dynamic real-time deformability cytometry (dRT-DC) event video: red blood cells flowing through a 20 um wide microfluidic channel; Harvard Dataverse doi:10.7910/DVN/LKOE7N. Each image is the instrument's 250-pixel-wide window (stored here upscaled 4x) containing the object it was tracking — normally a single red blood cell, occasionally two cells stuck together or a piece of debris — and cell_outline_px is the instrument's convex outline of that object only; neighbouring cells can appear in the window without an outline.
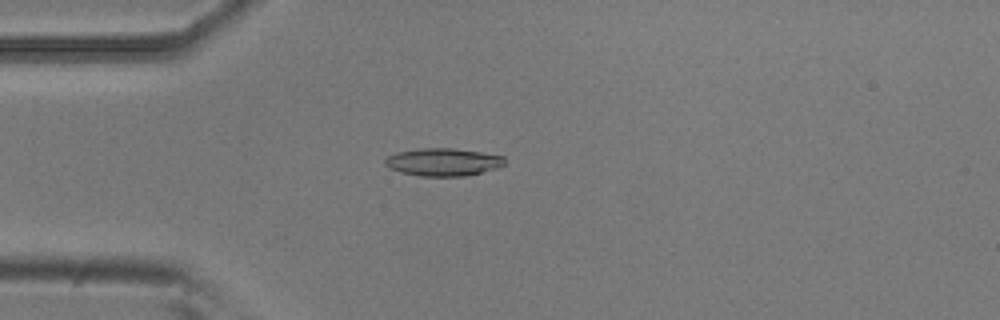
{"species": "common noctule bat (a hibernating species)", "species_latin": "Nyctalus noctula", "temperature_condition": "room temperature", "stored_images_in_passage": 45, "camera_frame_rate_fps": 3000, "um_per_image_px": 0.085, "animal": {"sex": "male", "body_mass_g": 20.5, "forearm_length_mm": 52.5}, "frame": {"image": 1, "passage_image": 9, "time_ms": 2.667, "image_size_px": [1000, 320], "cell_outline_px": [[504, 164], [496, 168], [464, 176], [420, 176], [400, 172], [388, 168], [384, 164], [384, 160], [388, 156], [396, 152], [416, 148], [452, 148], [480, 152], [504, 156]], "centroid_in_image_um": [37.6, 13.77], "position_along_channel_um": 47.4, "area_um2": 19.31}}
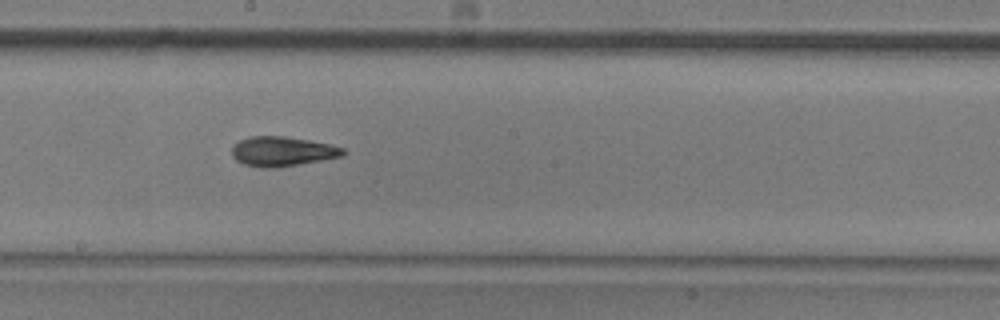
{"frame": {"image": 2, "passage_image": 24, "time_ms": 7.667, "image_size_px": [1000, 320], "cell_outline_px": [[344, 156], [280, 168], [260, 168], [244, 164], [236, 160], [232, 156], [232, 148], [240, 140], [248, 136], [284, 136], [308, 140], [328, 144], [344, 148]], "centroid_in_image_um": [23.98, 12.88], "position_along_channel_um": 224.2, "area_um2": 19.31}}
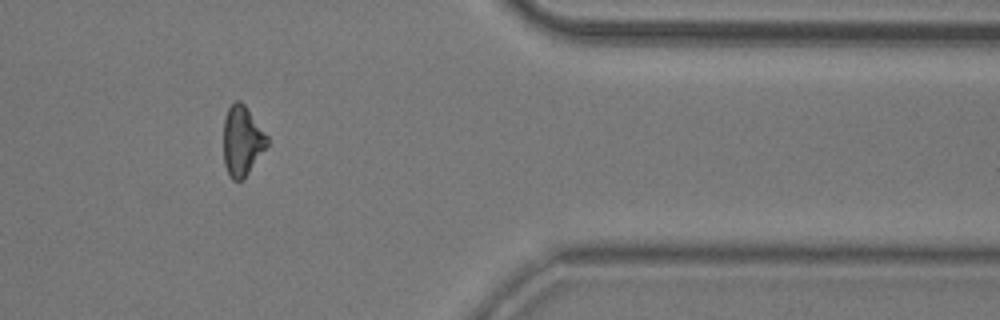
{"frame": {"image": 3, "passage_image": 39, "time_ms": 12.667, "image_size_px": [1000, 320], "cell_outline_px": [[268, 144], [244, 180], [232, 180], [228, 176], [224, 164], [224, 120], [228, 108], [236, 100], [240, 100], [244, 104], [268, 136]], "centroid_in_image_um": [20.57, 12.0], "position_along_channel_um": 390.8, "area_um2": 17.8}, "authors_computed_cell_mechanics": {"area_um2": 18.5538, "velocity_mm_per_s": 3.777, "shape_relaxation_time_tau1_ms": 4.3767, "shape_relaxation_time_tau2_ms": 4.7961, "deformation_change_tau1": 0.1493, "deformation_change_tau2": 0.1457}}